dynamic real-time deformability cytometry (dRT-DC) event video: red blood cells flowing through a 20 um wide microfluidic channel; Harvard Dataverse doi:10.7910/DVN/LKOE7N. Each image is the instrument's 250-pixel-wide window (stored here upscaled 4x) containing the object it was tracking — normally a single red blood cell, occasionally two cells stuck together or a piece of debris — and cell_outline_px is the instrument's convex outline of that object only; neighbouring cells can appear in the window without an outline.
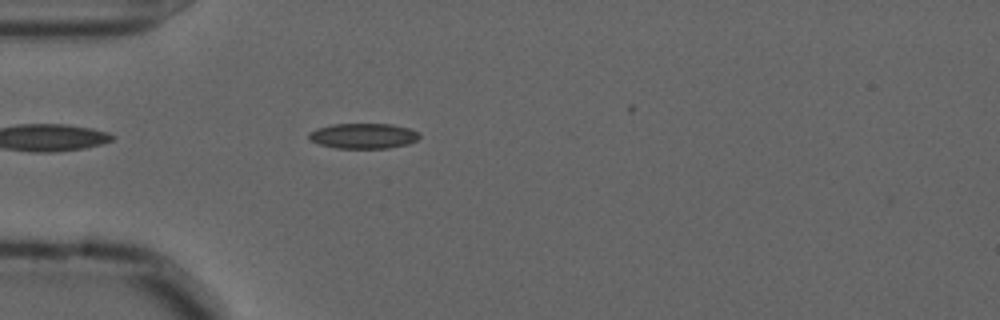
{"species": "common noctule bat (a hibernating species)", "species_latin": "Nyctalus noctula", "temperature_condition": "cold", "stored_images_in_passage": 16, "camera_frame_rate_fps": 3000, "um_per_image_px": 0.085, "animal": {"sex": "male", "forearm_length_mm": 52.5}, "frame": {"image": 1, "passage_image": 5, "time_ms": 1.333, "image_size_px": [1000, 320], "cell_outline_px": [[420, 136], [416, 140], [408, 144], [388, 148], [336, 148], [320, 144], [308, 140], [308, 132], [316, 128], [332, 124], [392, 124], [408, 128], [416, 132]], "centroid_in_image_um": [30.83, 11.55], "position_along_channel_um": 54.2, "area_um2": 16.3}}
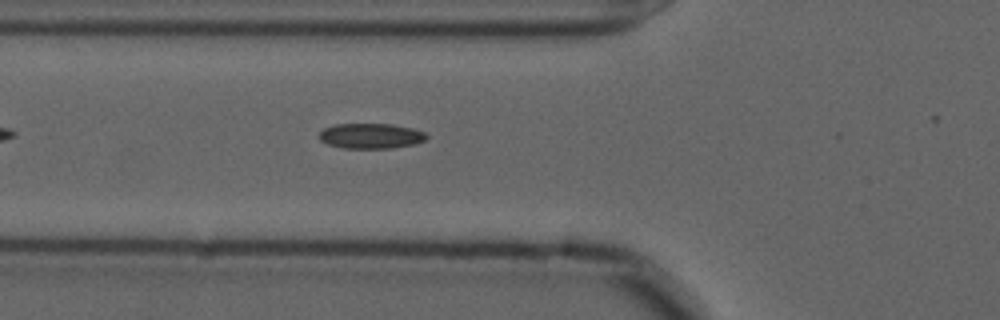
{"frame": {"image": 2, "passage_image": 9, "time_ms": 2.667, "image_size_px": [1000, 320], "cell_outline_px": [[428, 136], [424, 140], [412, 144], [392, 148], [344, 148], [328, 144], [320, 140], [320, 132], [324, 128], [336, 124], [392, 124], [412, 128], [424, 132]], "centroid_in_image_um": [31.51, 11.55], "position_along_channel_um": 94.3, "area_um2": 15.61}}
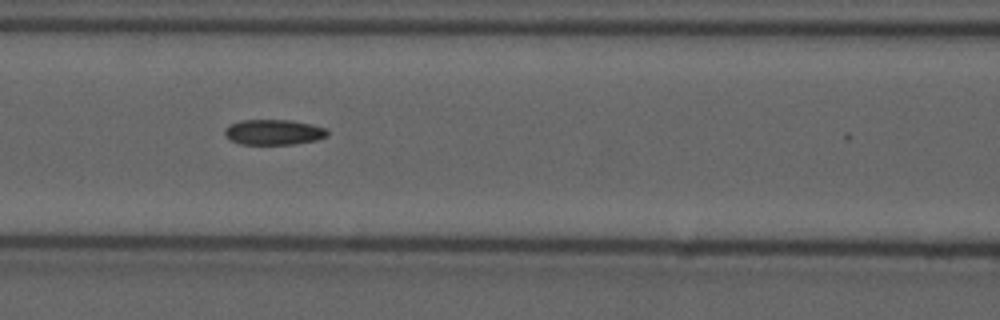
{"frame": {"image": 3, "passage_image": 13, "time_ms": 4.0, "image_size_px": [1000, 320], "cell_outline_px": [[328, 136], [316, 140], [292, 144], [240, 144], [224, 136], [224, 132], [232, 124], [240, 120], [292, 120], [324, 128], [328, 132]], "centroid_in_image_um": [23.26, 11.24], "position_along_channel_um": 143.3, "area_um2": 14.91}}